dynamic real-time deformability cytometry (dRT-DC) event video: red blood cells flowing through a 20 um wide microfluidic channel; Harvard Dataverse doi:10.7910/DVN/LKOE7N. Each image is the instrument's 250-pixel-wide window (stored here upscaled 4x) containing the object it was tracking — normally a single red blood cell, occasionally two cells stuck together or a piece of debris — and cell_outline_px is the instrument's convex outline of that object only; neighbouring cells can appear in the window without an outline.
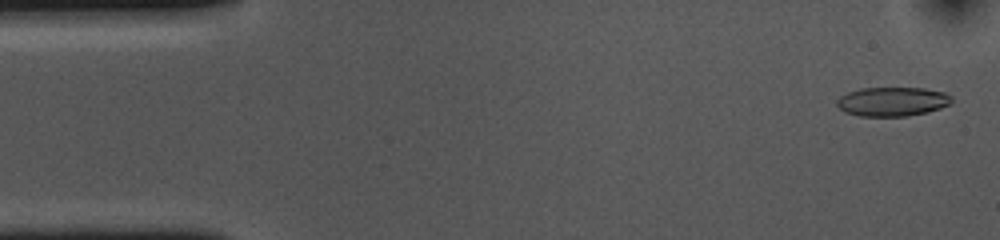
{"species": "common noctule bat (a hibernating species)", "species_latin": "Nyctalus noctula", "temperature_condition": "cold", "stored_images_in_passage": 53, "camera_frame_rate_fps": 3000, "um_per_image_px": 0.085, "animal": {"sex": "female", "body_mass_g": 10.0, "forearm_length_mm": 53.1}, "frame": {"image": 1, "passage_image": 2, "time_ms": 0.333, "image_size_px": [1000, 240], "cell_outline_px": [[952, 104], [928, 112], [908, 116], [860, 116], [844, 112], [836, 104], [836, 100], [840, 96], [848, 92], [860, 88], [924, 88], [944, 92], [952, 96]], "centroid_in_image_um": [75.86, 8.63], "position_along_channel_um": 9.1, "area_um2": 19.65}}
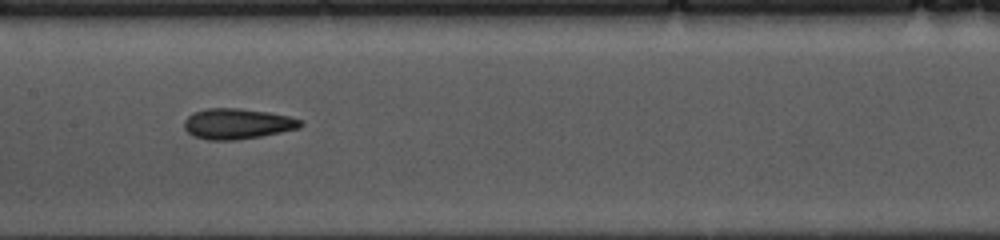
{"frame": {"image": 2, "passage_image": 25, "time_ms": 8.0, "image_size_px": [1000, 240], "cell_outline_px": [[304, 124], [300, 128], [260, 136], [236, 140], [208, 140], [192, 136], [184, 128], [184, 120], [188, 116], [196, 112], [208, 108], [240, 108], [268, 112], [288, 116], [304, 120]], "centroid_in_image_um": [20.19, 10.52], "position_along_channel_um": 187.2, "area_um2": 20.75}}
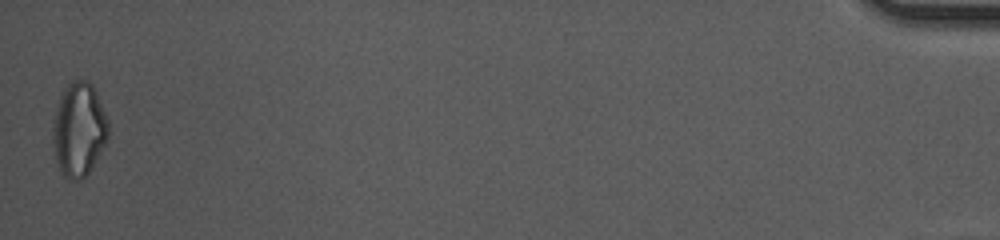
{"frame": {"image": 3, "passage_image": 53, "time_ms": 17.333, "image_size_px": [1000, 240], "cell_outline_px": [[108, 140], [92, 168], [80, 180], [72, 180], [64, 176], [60, 172], [56, 160], [52, 140], [52, 124], [60, 96], [64, 88], [72, 80], [88, 80], [92, 84], [96, 92], [108, 120]], "centroid_in_image_um": [6.7, 11.01], "position_along_channel_um": 428.5, "area_um2": 30.52}, "authors_computed_cell_mechanics": {"area_um2": 20.4034, "velocity_mm_per_s": 3.6621, "shape_relaxation_time_tau1_ms": 9.0725, "shape_relaxation_time_tau2_ms": 2.9818, "deformation_change_tau1": 0.2125, "deformation_change_tau2": 0.1041}}